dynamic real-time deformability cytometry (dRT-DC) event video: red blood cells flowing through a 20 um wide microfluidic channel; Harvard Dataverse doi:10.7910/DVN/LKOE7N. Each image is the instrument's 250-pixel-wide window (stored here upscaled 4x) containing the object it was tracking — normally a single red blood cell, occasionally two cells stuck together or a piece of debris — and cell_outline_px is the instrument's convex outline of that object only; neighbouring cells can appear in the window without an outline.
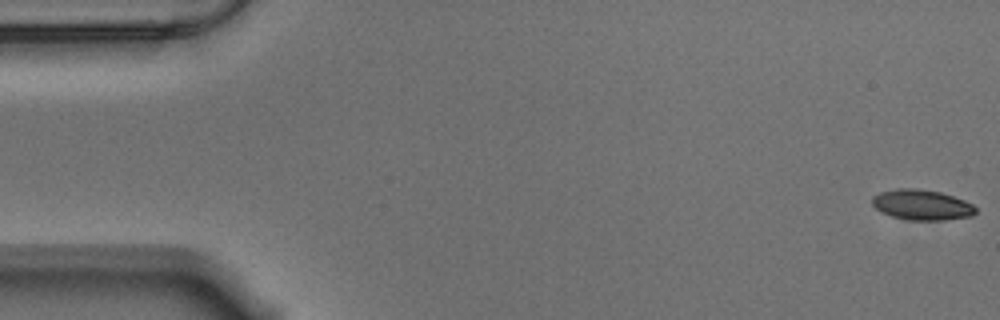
{"species": "Egyptian fruit bat (a non-hibernating species)", "species_latin": "Rousettus aegyptiacus", "temperature_condition": "warm", "stored_images_in_passage": 58, "camera_frame_rate_fps": 3000, "um_per_image_px": 0.085, "animal": {"sex": "male"}, "frame": {"image": 1, "passage_image": 1, "time_ms": 0.0, "image_size_px": [1000, 320], "cell_outline_px": [[976, 212], [972, 216], [944, 220], [908, 220], [892, 216], [876, 208], [872, 204], [872, 196], [880, 192], [896, 188], [916, 188], [940, 192], [964, 200], [972, 204], [976, 208]], "centroid_in_image_um": [78.35, 17.41], "position_along_channel_um": 6.6, "area_um2": 18.26}}
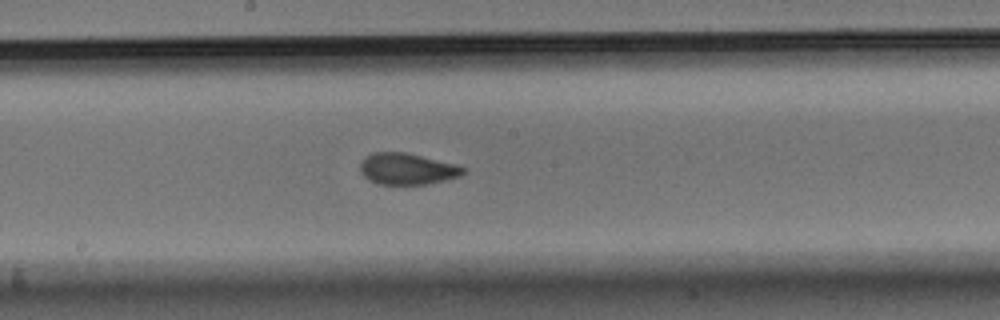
{"frame": {"image": 2, "passage_image": 30, "time_ms": 9.667, "image_size_px": [1000, 320], "cell_outline_px": [[464, 172], [460, 176], [428, 184], [380, 184], [368, 180], [360, 172], [360, 164], [364, 156], [372, 152], [404, 152], [456, 164], [464, 168]], "centroid_in_image_um": [34.56, 14.35], "position_along_channel_um": 213.6, "area_um2": 18.79}}
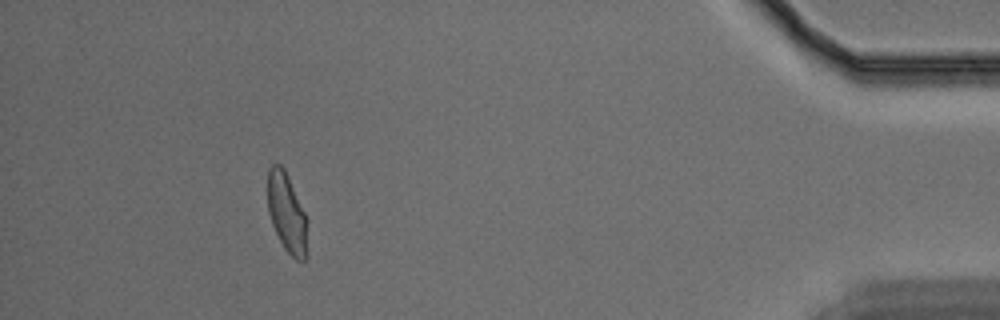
{"frame": {"image": 3, "passage_image": 52, "time_ms": 17.0, "image_size_px": [1000, 320], "cell_outline_px": [[308, 220], [304, 260], [296, 260], [284, 248], [272, 224], [268, 212], [268, 168], [272, 164], [280, 164], [284, 168]], "centroid_in_image_um": [24.37, 18.06], "position_along_channel_um": 410.8, "area_um2": 18.03}, "authors_computed_cell_mechanics": {"area_um2": 18.8428, "velocity_mm_per_s": 3.5335, "shape_relaxation_time_tau1_ms": 3.5309, "shape_relaxation_time_tau2_ms": 1.2049, "deformation_change_tau1": 0.1624, "deformation_change_tau2": 0.0772}}